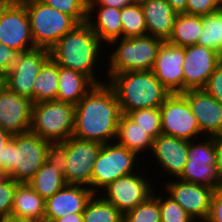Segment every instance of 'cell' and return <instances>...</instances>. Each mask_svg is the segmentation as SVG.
Returning <instances> with one entry per match:
<instances>
[{
  "instance_id": "cell-53",
  "label": "cell",
  "mask_w": 222,
  "mask_h": 222,
  "mask_svg": "<svg viewBox=\"0 0 222 222\" xmlns=\"http://www.w3.org/2000/svg\"><path fill=\"white\" fill-rule=\"evenodd\" d=\"M97 0H83V3L89 7L91 4L95 3Z\"/></svg>"
},
{
  "instance_id": "cell-38",
  "label": "cell",
  "mask_w": 222,
  "mask_h": 222,
  "mask_svg": "<svg viewBox=\"0 0 222 222\" xmlns=\"http://www.w3.org/2000/svg\"><path fill=\"white\" fill-rule=\"evenodd\" d=\"M46 162L57 168L65 174L67 160L66 141L64 142H49L47 148Z\"/></svg>"
},
{
  "instance_id": "cell-19",
  "label": "cell",
  "mask_w": 222,
  "mask_h": 222,
  "mask_svg": "<svg viewBox=\"0 0 222 222\" xmlns=\"http://www.w3.org/2000/svg\"><path fill=\"white\" fill-rule=\"evenodd\" d=\"M182 94L191 106L202 135H222V104L204 89H190Z\"/></svg>"
},
{
  "instance_id": "cell-5",
  "label": "cell",
  "mask_w": 222,
  "mask_h": 222,
  "mask_svg": "<svg viewBox=\"0 0 222 222\" xmlns=\"http://www.w3.org/2000/svg\"><path fill=\"white\" fill-rule=\"evenodd\" d=\"M163 42L164 40L151 35L122 37L110 42L108 45L111 44L110 46L113 45L116 48L108 54V75L126 71L152 70Z\"/></svg>"
},
{
  "instance_id": "cell-50",
  "label": "cell",
  "mask_w": 222,
  "mask_h": 222,
  "mask_svg": "<svg viewBox=\"0 0 222 222\" xmlns=\"http://www.w3.org/2000/svg\"><path fill=\"white\" fill-rule=\"evenodd\" d=\"M8 178L7 173L0 167V183Z\"/></svg>"
},
{
  "instance_id": "cell-16",
  "label": "cell",
  "mask_w": 222,
  "mask_h": 222,
  "mask_svg": "<svg viewBox=\"0 0 222 222\" xmlns=\"http://www.w3.org/2000/svg\"><path fill=\"white\" fill-rule=\"evenodd\" d=\"M163 188L196 222L207 220L215 189L179 178L176 181L168 180Z\"/></svg>"
},
{
  "instance_id": "cell-51",
  "label": "cell",
  "mask_w": 222,
  "mask_h": 222,
  "mask_svg": "<svg viewBox=\"0 0 222 222\" xmlns=\"http://www.w3.org/2000/svg\"><path fill=\"white\" fill-rule=\"evenodd\" d=\"M148 1L149 0H130L131 4H135V5H143Z\"/></svg>"
},
{
  "instance_id": "cell-15",
  "label": "cell",
  "mask_w": 222,
  "mask_h": 222,
  "mask_svg": "<svg viewBox=\"0 0 222 222\" xmlns=\"http://www.w3.org/2000/svg\"><path fill=\"white\" fill-rule=\"evenodd\" d=\"M0 42L17 52L35 49L25 5L11 3L0 17Z\"/></svg>"
},
{
  "instance_id": "cell-14",
  "label": "cell",
  "mask_w": 222,
  "mask_h": 222,
  "mask_svg": "<svg viewBox=\"0 0 222 222\" xmlns=\"http://www.w3.org/2000/svg\"><path fill=\"white\" fill-rule=\"evenodd\" d=\"M221 62L222 55L211 48L197 44L184 47L183 92L203 89Z\"/></svg>"
},
{
  "instance_id": "cell-21",
  "label": "cell",
  "mask_w": 222,
  "mask_h": 222,
  "mask_svg": "<svg viewBox=\"0 0 222 222\" xmlns=\"http://www.w3.org/2000/svg\"><path fill=\"white\" fill-rule=\"evenodd\" d=\"M152 156L163 171L170 177L178 178L188 160V141L174 136L160 134L154 139Z\"/></svg>"
},
{
  "instance_id": "cell-13",
  "label": "cell",
  "mask_w": 222,
  "mask_h": 222,
  "mask_svg": "<svg viewBox=\"0 0 222 222\" xmlns=\"http://www.w3.org/2000/svg\"><path fill=\"white\" fill-rule=\"evenodd\" d=\"M50 58L47 49L35 48L18 54L6 78V87L33 102V83L42 65Z\"/></svg>"
},
{
  "instance_id": "cell-34",
  "label": "cell",
  "mask_w": 222,
  "mask_h": 222,
  "mask_svg": "<svg viewBox=\"0 0 222 222\" xmlns=\"http://www.w3.org/2000/svg\"><path fill=\"white\" fill-rule=\"evenodd\" d=\"M126 115L146 130L153 139L162 134L160 107L137 109Z\"/></svg>"
},
{
  "instance_id": "cell-20",
  "label": "cell",
  "mask_w": 222,
  "mask_h": 222,
  "mask_svg": "<svg viewBox=\"0 0 222 222\" xmlns=\"http://www.w3.org/2000/svg\"><path fill=\"white\" fill-rule=\"evenodd\" d=\"M93 195L94 193L87 186L66 184L45 200L44 222H53L72 213H83Z\"/></svg>"
},
{
  "instance_id": "cell-26",
  "label": "cell",
  "mask_w": 222,
  "mask_h": 222,
  "mask_svg": "<svg viewBox=\"0 0 222 222\" xmlns=\"http://www.w3.org/2000/svg\"><path fill=\"white\" fill-rule=\"evenodd\" d=\"M115 142L140 156V153L147 150L151 152L154 139L126 114H122L118 122Z\"/></svg>"
},
{
  "instance_id": "cell-31",
  "label": "cell",
  "mask_w": 222,
  "mask_h": 222,
  "mask_svg": "<svg viewBox=\"0 0 222 222\" xmlns=\"http://www.w3.org/2000/svg\"><path fill=\"white\" fill-rule=\"evenodd\" d=\"M197 45L222 55V10L202 16V30Z\"/></svg>"
},
{
  "instance_id": "cell-4",
  "label": "cell",
  "mask_w": 222,
  "mask_h": 222,
  "mask_svg": "<svg viewBox=\"0 0 222 222\" xmlns=\"http://www.w3.org/2000/svg\"><path fill=\"white\" fill-rule=\"evenodd\" d=\"M48 144L32 131L12 135L2 149L0 167L16 182L27 183L45 163Z\"/></svg>"
},
{
  "instance_id": "cell-35",
  "label": "cell",
  "mask_w": 222,
  "mask_h": 222,
  "mask_svg": "<svg viewBox=\"0 0 222 222\" xmlns=\"http://www.w3.org/2000/svg\"><path fill=\"white\" fill-rule=\"evenodd\" d=\"M166 195L163 192L159 194L161 222H196L172 197Z\"/></svg>"
},
{
  "instance_id": "cell-17",
  "label": "cell",
  "mask_w": 222,
  "mask_h": 222,
  "mask_svg": "<svg viewBox=\"0 0 222 222\" xmlns=\"http://www.w3.org/2000/svg\"><path fill=\"white\" fill-rule=\"evenodd\" d=\"M184 47L164 41L152 68V72L170 93L183 92Z\"/></svg>"
},
{
  "instance_id": "cell-8",
  "label": "cell",
  "mask_w": 222,
  "mask_h": 222,
  "mask_svg": "<svg viewBox=\"0 0 222 222\" xmlns=\"http://www.w3.org/2000/svg\"><path fill=\"white\" fill-rule=\"evenodd\" d=\"M138 158L139 157L134 152L118 145L116 142L102 144L93 164L91 176L92 192L94 194H99L117 178L138 171L140 168L136 164ZM136 168L138 169L136 170Z\"/></svg>"
},
{
  "instance_id": "cell-27",
  "label": "cell",
  "mask_w": 222,
  "mask_h": 222,
  "mask_svg": "<svg viewBox=\"0 0 222 222\" xmlns=\"http://www.w3.org/2000/svg\"><path fill=\"white\" fill-rule=\"evenodd\" d=\"M202 30V16L177 14L168 42L187 47L197 44Z\"/></svg>"
},
{
  "instance_id": "cell-10",
  "label": "cell",
  "mask_w": 222,
  "mask_h": 222,
  "mask_svg": "<svg viewBox=\"0 0 222 222\" xmlns=\"http://www.w3.org/2000/svg\"><path fill=\"white\" fill-rule=\"evenodd\" d=\"M162 134L187 141L202 137L199 123L182 93H170L160 106Z\"/></svg>"
},
{
  "instance_id": "cell-36",
  "label": "cell",
  "mask_w": 222,
  "mask_h": 222,
  "mask_svg": "<svg viewBox=\"0 0 222 222\" xmlns=\"http://www.w3.org/2000/svg\"><path fill=\"white\" fill-rule=\"evenodd\" d=\"M45 5L72 16L78 23L87 21L88 7L82 0H40Z\"/></svg>"
},
{
  "instance_id": "cell-24",
  "label": "cell",
  "mask_w": 222,
  "mask_h": 222,
  "mask_svg": "<svg viewBox=\"0 0 222 222\" xmlns=\"http://www.w3.org/2000/svg\"><path fill=\"white\" fill-rule=\"evenodd\" d=\"M11 216L34 222H44L45 199L28 183H19L14 193Z\"/></svg>"
},
{
  "instance_id": "cell-47",
  "label": "cell",
  "mask_w": 222,
  "mask_h": 222,
  "mask_svg": "<svg viewBox=\"0 0 222 222\" xmlns=\"http://www.w3.org/2000/svg\"><path fill=\"white\" fill-rule=\"evenodd\" d=\"M11 137L12 135L10 133H8L7 131L3 130L0 127V159H1L2 149Z\"/></svg>"
},
{
  "instance_id": "cell-40",
  "label": "cell",
  "mask_w": 222,
  "mask_h": 222,
  "mask_svg": "<svg viewBox=\"0 0 222 222\" xmlns=\"http://www.w3.org/2000/svg\"><path fill=\"white\" fill-rule=\"evenodd\" d=\"M203 89L222 104V62L210 75Z\"/></svg>"
},
{
  "instance_id": "cell-9",
  "label": "cell",
  "mask_w": 222,
  "mask_h": 222,
  "mask_svg": "<svg viewBox=\"0 0 222 222\" xmlns=\"http://www.w3.org/2000/svg\"><path fill=\"white\" fill-rule=\"evenodd\" d=\"M202 138L204 141L198 139V143L188 141V160L178 178L217 189L222 186V179L216 166L215 137Z\"/></svg>"
},
{
  "instance_id": "cell-18",
  "label": "cell",
  "mask_w": 222,
  "mask_h": 222,
  "mask_svg": "<svg viewBox=\"0 0 222 222\" xmlns=\"http://www.w3.org/2000/svg\"><path fill=\"white\" fill-rule=\"evenodd\" d=\"M33 102L5 87L0 92V127L11 135L30 131Z\"/></svg>"
},
{
  "instance_id": "cell-29",
  "label": "cell",
  "mask_w": 222,
  "mask_h": 222,
  "mask_svg": "<svg viewBox=\"0 0 222 222\" xmlns=\"http://www.w3.org/2000/svg\"><path fill=\"white\" fill-rule=\"evenodd\" d=\"M27 183L45 200L66 185L63 173L46 161Z\"/></svg>"
},
{
  "instance_id": "cell-1",
  "label": "cell",
  "mask_w": 222,
  "mask_h": 222,
  "mask_svg": "<svg viewBox=\"0 0 222 222\" xmlns=\"http://www.w3.org/2000/svg\"><path fill=\"white\" fill-rule=\"evenodd\" d=\"M106 82L95 84L75 105L72 136L101 144L115 142L122 111L112 87Z\"/></svg>"
},
{
  "instance_id": "cell-3",
  "label": "cell",
  "mask_w": 222,
  "mask_h": 222,
  "mask_svg": "<svg viewBox=\"0 0 222 222\" xmlns=\"http://www.w3.org/2000/svg\"><path fill=\"white\" fill-rule=\"evenodd\" d=\"M107 79L122 114L143 108H159L170 94L152 70L126 71L108 75Z\"/></svg>"
},
{
  "instance_id": "cell-49",
  "label": "cell",
  "mask_w": 222,
  "mask_h": 222,
  "mask_svg": "<svg viewBox=\"0 0 222 222\" xmlns=\"http://www.w3.org/2000/svg\"><path fill=\"white\" fill-rule=\"evenodd\" d=\"M10 4L11 2L8 0H0V17Z\"/></svg>"
},
{
  "instance_id": "cell-41",
  "label": "cell",
  "mask_w": 222,
  "mask_h": 222,
  "mask_svg": "<svg viewBox=\"0 0 222 222\" xmlns=\"http://www.w3.org/2000/svg\"><path fill=\"white\" fill-rule=\"evenodd\" d=\"M19 52L0 42V75L6 78L9 69L15 63Z\"/></svg>"
},
{
  "instance_id": "cell-43",
  "label": "cell",
  "mask_w": 222,
  "mask_h": 222,
  "mask_svg": "<svg viewBox=\"0 0 222 222\" xmlns=\"http://www.w3.org/2000/svg\"><path fill=\"white\" fill-rule=\"evenodd\" d=\"M128 5H131L130 0H97L90 6L115 7L118 9H122Z\"/></svg>"
},
{
  "instance_id": "cell-54",
  "label": "cell",
  "mask_w": 222,
  "mask_h": 222,
  "mask_svg": "<svg viewBox=\"0 0 222 222\" xmlns=\"http://www.w3.org/2000/svg\"><path fill=\"white\" fill-rule=\"evenodd\" d=\"M8 1H10L11 3H15V2H18L20 0H8Z\"/></svg>"
},
{
  "instance_id": "cell-48",
  "label": "cell",
  "mask_w": 222,
  "mask_h": 222,
  "mask_svg": "<svg viewBox=\"0 0 222 222\" xmlns=\"http://www.w3.org/2000/svg\"><path fill=\"white\" fill-rule=\"evenodd\" d=\"M0 222H34V221L9 216L1 219Z\"/></svg>"
},
{
  "instance_id": "cell-42",
  "label": "cell",
  "mask_w": 222,
  "mask_h": 222,
  "mask_svg": "<svg viewBox=\"0 0 222 222\" xmlns=\"http://www.w3.org/2000/svg\"><path fill=\"white\" fill-rule=\"evenodd\" d=\"M205 222H222V186L213 192L209 216Z\"/></svg>"
},
{
  "instance_id": "cell-44",
  "label": "cell",
  "mask_w": 222,
  "mask_h": 222,
  "mask_svg": "<svg viewBox=\"0 0 222 222\" xmlns=\"http://www.w3.org/2000/svg\"><path fill=\"white\" fill-rule=\"evenodd\" d=\"M216 166L222 179V135L215 136Z\"/></svg>"
},
{
  "instance_id": "cell-37",
  "label": "cell",
  "mask_w": 222,
  "mask_h": 222,
  "mask_svg": "<svg viewBox=\"0 0 222 222\" xmlns=\"http://www.w3.org/2000/svg\"><path fill=\"white\" fill-rule=\"evenodd\" d=\"M19 182L8 177L0 183V220L11 216L16 186Z\"/></svg>"
},
{
  "instance_id": "cell-22",
  "label": "cell",
  "mask_w": 222,
  "mask_h": 222,
  "mask_svg": "<svg viewBox=\"0 0 222 222\" xmlns=\"http://www.w3.org/2000/svg\"><path fill=\"white\" fill-rule=\"evenodd\" d=\"M148 35L167 41L171 36L177 13L167 0H149L141 5Z\"/></svg>"
},
{
  "instance_id": "cell-33",
  "label": "cell",
  "mask_w": 222,
  "mask_h": 222,
  "mask_svg": "<svg viewBox=\"0 0 222 222\" xmlns=\"http://www.w3.org/2000/svg\"><path fill=\"white\" fill-rule=\"evenodd\" d=\"M156 192V193H154ZM153 191L145 201L123 215V222H161L159 194Z\"/></svg>"
},
{
  "instance_id": "cell-30",
  "label": "cell",
  "mask_w": 222,
  "mask_h": 222,
  "mask_svg": "<svg viewBox=\"0 0 222 222\" xmlns=\"http://www.w3.org/2000/svg\"><path fill=\"white\" fill-rule=\"evenodd\" d=\"M82 214L83 222H123V214L99 194L90 198Z\"/></svg>"
},
{
  "instance_id": "cell-23",
  "label": "cell",
  "mask_w": 222,
  "mask_h": 222,
  "mask_svg": "<svg viewBox=\"0 0 222 222\" xmlns=\"http://www.w3.org/2000/svg\"><path fill=\"white\" fill-rule=\"evenodd\" d=\"M87 12L86 22L103 44H109L116 39L122 38L121 9L115 7L89 6ZM94 12H96V14H94ZM93 15H95V17ZM94 20L96 21L94 22Z\"/></svg>"
},
{
  "instance_id": "cell-46",
  "label": "cell",
  "mask_w": 222,
  "mask_h": 222,
  "mask_svg": "<svg viewBox=\"0 0 222 222\" xmlns=\"http://www.w3.org/2000/svg\"><path fill=\"white\" fill-rule=\"evenodd\" d=\"M53 222H83L82 213H72L61 218L55 219Z\"/></svg>"
},
{
  "instance_id": "cell-25",
  "label": "cell",
  "mask_w": 222,
  "mask_h": 222,
  "mask_svg": "<svg viewBox=\"0 0 222 222\" xmlns=\"http://www.w3.org/2000/svg\"><path fill=\"white\" fill-rule=\"evenodd\" d=\"M58 92L56 100L76 105L95 85L86 75L58 66Z\"/></svg>"
},
{
  "instance_id": "cell-6",
  "label": "cell",
  "mask_w": 222,
  "mask_h": 222,
  "mask_svg": "<svg viewBox=\"0 0 222 222\" xmlns=\"http://www.w3.org/2000/svg\"><path fill=\"white\" fill-rule=\"evenodd\" d=\"M27 10L36 48L51 50L59 39L79 23L40 0H20Z\"/></svg>"
},
{
  "instance_id": "cell-2",
  "label": "cell",
  "mask_w": 222,
  "mask_h": 222,
  "mask_svg": "<svg viewBox=\"0 0 222 222\" xmlns=\"http://www.w3.org/2000/svg\"><path fill=\"white\" fill-rule=\"evenodd\" d=\"M101 43L87 22L79 23L58 40L49 51L50 57L58 66L80 72L94 84L104 83L94 70L100 61L99 54L105 51Z\"/></svg>"
},
{
  "instance_id": "cell-45",
  "label": "cell",
  "mask_w": 222,
  "mask_h": 222,
  "mask_svg": "<svg viewBox=\"0 0 222 222\" xmlns=\"http://www.w3.org/2000/svg\"><path fill=\"white\" fill-rule=\"evenodd\" d=\"M177 14L186 13L187 0H167Z\"/></svg>"
},
{
  "instance_id": "cell-32",
  "label": "cell",
  "mask_w": 222,
  "mask_h": 222,
  "mask_svg": "<svg viewBox=\"0 0 222 222\" xmlns=\"http://www.w3.org/2000/svg\"><path fill=\"white\" fill-rule=\"evenodd\" d=\"M122 37H137L148 35L145 16L141 5L131 4L121 9Z\"/></svg>"
},
{
  "instance_id": "cell-7",
  "label": "cell",
  "mask_w": 222,
  "mask_h": 222,
  "mask_svg": "<svg viewBox=\"0 0 222 222\" xmlns=\"http://www.w3.org/2000/svg\"><path fill=\"white\" fill-rule=\"evenodd\" d=\"M75 105L58 101H41L32 105L30 131L48 142H64L74 132Z\"/></svg>"
},
{
  "instance_id": "cell-52",
  "label": "cell",
  "mask_w": 222,
  "mask_h": 222,
  "mask_svg": "<svg viewBox=\"0 0 222 222\" xmlns=\"http://www.w3.org/2000/svg\"><path fill=\"white\" fill-rule=\"evenodd\" d=\"M6 87L5 85V77L0 75V92Z\"/></svg>"
},
{
  "instance_id": "cell-28",
  "label": "cell",
  "mask_w": 222,
  "mask_h": 222,
  "mask_svg": "<svg viewBox=\"0 0 222 222\" xmlns=\"http://www.w3.org/2000/svg\"><path fill=\"white\" fill-rule=\"evenodd\" d=\"M59 76L58 65L50 57L41 67L33 83V104L56 100Z\"/></svg>"
},
{
  "instance_id": "cell-12",
  "label": "cell",
  "mask_w": 222,
  "mask_h": 222,
  "mask_svg": "<svg viewBox=\"0 0 222 222\" xmlns=\"http://www.w3.org/2000/svg\"><path fill=\"white\" fill-rule=\"evenodd\" d=\"M101 143L71 136L66 140L67 164L64 174L66 184L83 185L91 189L93 164Z\"/></svg>"
},
{
  "instance_id": "cell-39",
  "label": "cell",
  "mask_w": 222,
  "mask_h": 222,
  "mask_svg": "<svg viewBox=\"0 0 222 222\" xmlns=\"http://www.w3.org/2000/svg\"><path fill=\"white\" fill-rule=\"evenodd\" d=\"M219 10H222V0H187V14L204 16Z\"/></svg>"
},
{
  "instance_id": "cell-11",
  "label": "cell",
  "mask_w": 222,
  "mask_h": 222,
  "mask_svg": "<svg viewBox=\"0 0 222 222\" xmlns=\"http://www.w3.org/2000/svg\"><path fill=\"white\" fill-rule=\"evenodd\" d=\"M144 175L136 171L133 174L117 178L103 189L104 193L99 194L124 215L145 201L157 187L154 183L152 186L150 183L152 181Z\"/></svg>"
}]
</instances>
